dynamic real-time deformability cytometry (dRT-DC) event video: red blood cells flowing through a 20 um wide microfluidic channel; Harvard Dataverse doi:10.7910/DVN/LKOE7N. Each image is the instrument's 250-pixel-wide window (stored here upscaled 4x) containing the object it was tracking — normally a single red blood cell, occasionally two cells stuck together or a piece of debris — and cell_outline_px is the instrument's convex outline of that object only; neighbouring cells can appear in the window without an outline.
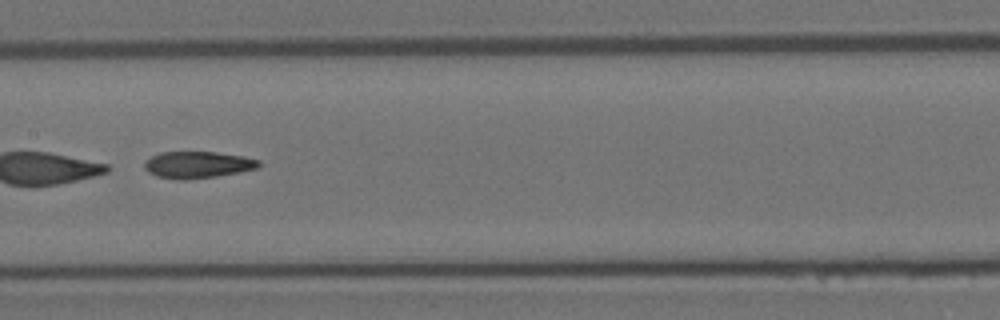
{"species": "Egyptian fruit bat (a non-hibernating species)", "species_latin": "Rousettus aegyptiacus", "temperature_condition": "room temperature", "stored_images_in_passage": 11, "camera_frame_rate_fps": 3000, "um_per_image_px": 0.085, "animal": {"sex": "female"}, "frame": {"image": 1, "passage_image": 8, "time_ms": 2.333, "image_size_px": [1000, 320], "cell_outline_px": [[260, 164], [256, 168], [216, 176], [184, 180], [180, 180], [156, 176], [148, 172], [144, 168], [144, 160], [160, 152], [216, 152], [244, 156], [260, 160]], "centroid_in_image_um": [16.75, 14.0], "position_along_channel_um": 190.7, "area_um2": 17.74}}
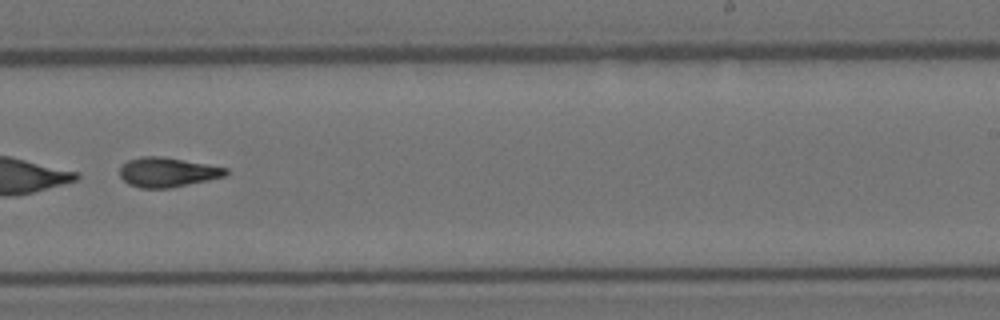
{"frame": {"image": 2, "passage_image": 10, "time_ms": 3.0, "image_size_px": [1000, 320], "cell_outline_px": [[228, 172], [224, 176], [208, 180], [172, 188], [140, 188], [128, 184], [120, 176], [120, 168], [128, 160], [140, 156], [160, 156], [228, 168]], "centroid_in_image_um": [14.21, 14.64], "position_along_channel_um": 274.8, "area_um2": 18.15}}